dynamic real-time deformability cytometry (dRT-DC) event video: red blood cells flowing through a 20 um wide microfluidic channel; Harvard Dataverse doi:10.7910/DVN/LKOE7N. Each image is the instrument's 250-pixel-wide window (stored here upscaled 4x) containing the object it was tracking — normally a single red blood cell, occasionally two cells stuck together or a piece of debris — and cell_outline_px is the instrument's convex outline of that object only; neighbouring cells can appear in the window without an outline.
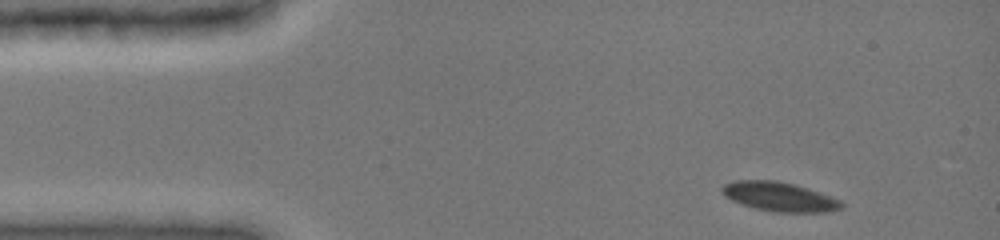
{"species": "common noctule bat (a hibernating species)", "species_latin": "Nyctalus noctula", "temperature_condition": "cold", "stored_images_in_passage": 4, "camera_frame_rate_fps": 3000, "um_per_image_px": 0.085, "animal": {"sex": "female", "body_mass_g": 19.0, "forearm_length_mm": 51.5}, "frame": {"image": 1, "passage_image": 1, "time_ms": 0.0, "image_size_px": [1000, 240], "cell_outline_px": [[844, 208], [828, 212], [776, 212], [756, 208], [732, 200], [724, 196], [720, 188], [724, 184], [736, 180], [776, 180], [808, 188], [832, 196], [840, 200], [844, 204]], "centroid_in_image_um": [66.29, 16.72], "position_along_channel_um": 18.7, "area_um2": 20.35}}
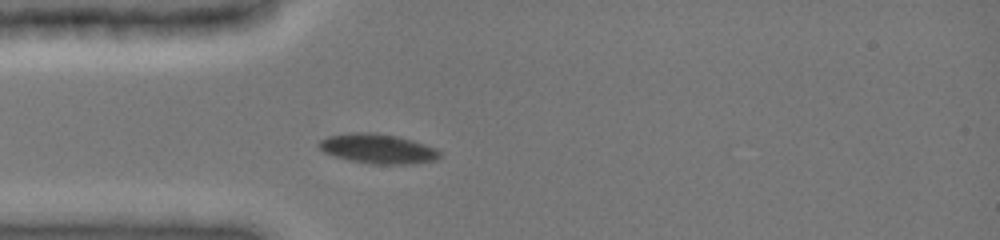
{"frame": {"image": 2, "passage_image": 4, "time_ms": 2.667, "image_size_px": [1000, 240], "cell_outline_px": [[440, 156], [436, 160], [412, 164], [372, 164], [348, 160], [324, 152], [316, 144], [320, 140], [328, 136], [352, 132], [372, 132], [396, 136], [412, 140], [436, 148], [440, 152]], "centroid_in_image_um": [32.1, 12.64], "position_along_channel_um": 52.9, "area_um2": 20.87}}